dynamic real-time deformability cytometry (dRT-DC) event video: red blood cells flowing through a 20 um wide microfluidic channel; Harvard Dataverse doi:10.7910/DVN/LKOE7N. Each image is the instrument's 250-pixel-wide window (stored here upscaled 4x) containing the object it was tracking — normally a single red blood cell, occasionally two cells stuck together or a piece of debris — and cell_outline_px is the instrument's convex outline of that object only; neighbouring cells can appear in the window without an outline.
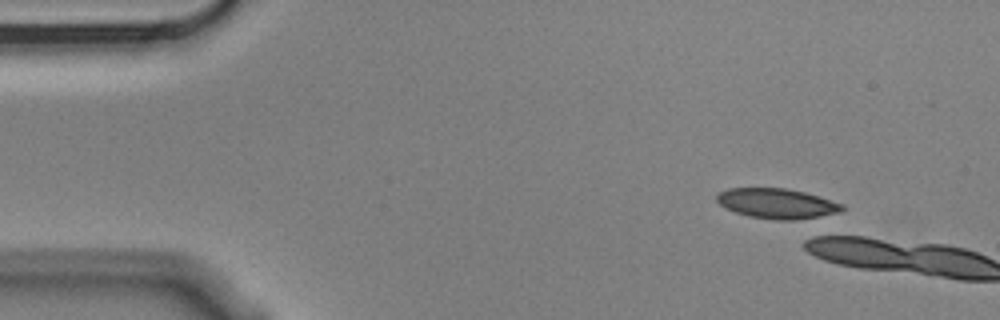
{"species": "Egyptian fruit bat (a non-hibernating species)", "species_latin": "Rousettus aegyptiacus", "temperature_condition": "cold", "stored_images_in_passage": 2, "camera_frame_rate_fps": 3000, "um_per_image_px": 0.085, "animal": {"sex": "male"}, "frame": {"image": 1, "passage_image": 1, "time_ms": 0.0, "image_size_px": [1000, 320], "cell_outline_px": [[844, 208], [836, 212], [796, 220], [776, 220], [748, 216], [736, 212], [720, 204], [716, 200], [716, 196], [720, 192], [728, 188], [784, 188], [804, 192], [844, 204]], "centroid_in_image_um": [66.0, 17.29], "position_along_channel_um": 19.0, "area_um2": 21.56}}